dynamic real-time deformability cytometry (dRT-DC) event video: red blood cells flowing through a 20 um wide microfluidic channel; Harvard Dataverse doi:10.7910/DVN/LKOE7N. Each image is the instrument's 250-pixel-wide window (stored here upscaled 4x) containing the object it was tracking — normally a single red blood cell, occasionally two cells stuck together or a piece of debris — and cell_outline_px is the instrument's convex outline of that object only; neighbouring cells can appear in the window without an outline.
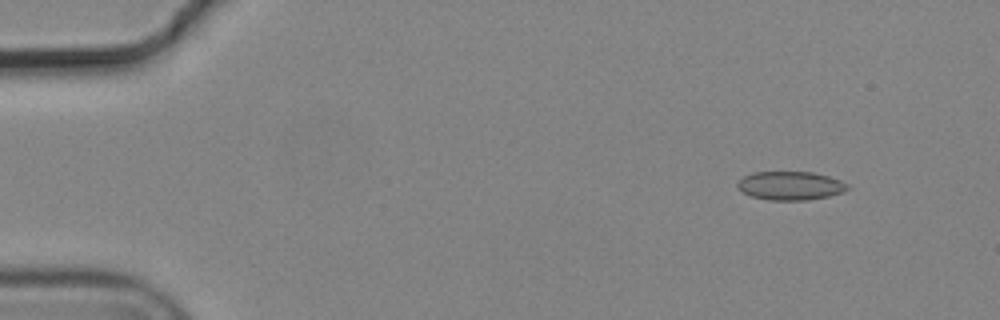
{"species": "common noctule bat (a hibernating species)", "species_latin": "Nyctalus noctula", "temperature_condition": "cold", "stored_images_in_passage": 4, "camera_frame_rate_fps": 3000, "um_per_image_px": 0.085, "animal": {"sex": "male", "body_mass_g": 19.2, "forearm_length_mm": 51.8}, "frame": {"image": 1, "passage_image": 1, "time_ms": 0.0, "image_size_px": [1000, 320], "cell_outline_px": [[848, 188], [844, 192], [828, 196], [808, 200], [768, 200], [752, 196], [736, 188], [736, 184], [744, 176], [752, 172], [812, 172], [828, 176], [840, 180], [848, 184]], "centroid_in_image_um": [67.17, 15.78], "position_along_channel_um": 17.8, "area_um2": 18.32}}
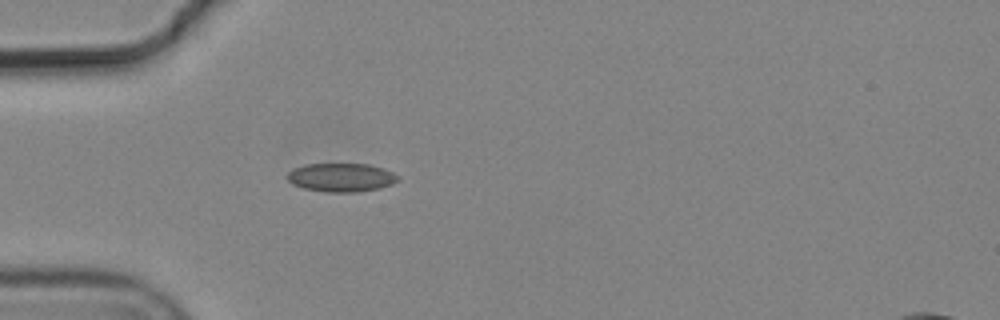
{"frame": {"image": 2, "passage_image": 4, "time_ms": 1.0, "image_size_px": [1000, 320], "cell_outline_px": [[400, 180], [392, 184], [380, 188], [356, 192], [328, 192], [304, 188], [292, 184], [288, 180], [288, 172], [304, 164], [368, 164], [384, 168], [400, 176]], "centroid_in_image_um": [29.05, 15.08], "position_along_channel_um": 56.0, "area_um2": 18.44}}